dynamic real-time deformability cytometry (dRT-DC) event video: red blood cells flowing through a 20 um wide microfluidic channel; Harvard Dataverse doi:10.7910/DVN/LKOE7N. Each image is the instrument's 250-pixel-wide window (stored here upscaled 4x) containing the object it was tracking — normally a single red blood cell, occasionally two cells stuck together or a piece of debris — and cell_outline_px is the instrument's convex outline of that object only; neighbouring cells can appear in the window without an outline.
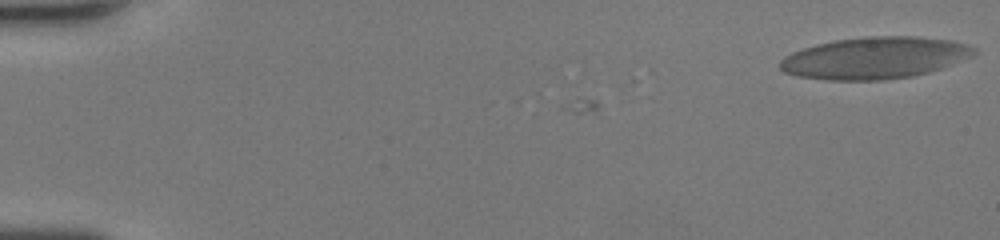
{"species": "human", "species_latin": "Homo sapiens", "temperature_condition": "room temperature", "stored_images_in_passage": 39, "camera_frame_rate_fps": 3000, "um_per_image_px": 0.085, "donor": {"sex": "female"}, "frame": {"image": 1, "passage_image": 1, "time_ms": 0.0, "image_size_px": [1000, 240], "cell_outline_px": [[976, 52], [972, 56], [940, 68], [928, 72], [912, 76], [884, 80], [828, 80], [796, 76], [784, 72], [780, 68], [780, 60], [784, 56], [792, 52], [816, 44], [836, 40], [868, 36], [916, 36], [952, 40], [968, 44], [976, 48]], "centroid_in_image_um": [74.35, 4.92], "position_along_channel_um": 10.7, "area_um2": 47.28}}
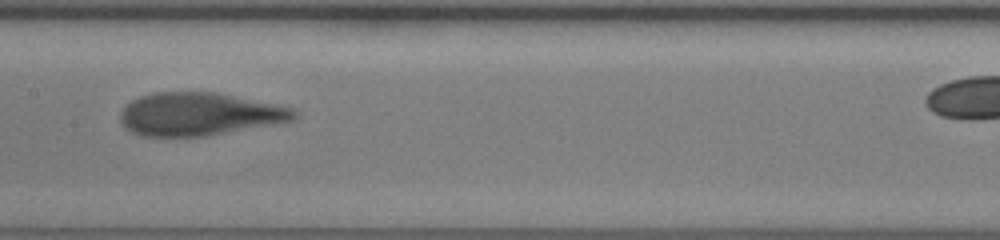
{"frame": {"image": 2, "passage_image": 24, "time_ms": 7.667, "image_size_px": [1000, 240], "cell_outline_px": [[300, 116], [292, 120], [272, 124], [208, 136], [140, 136], [132, 132], [120, 120], [120, 112], [132, 100], [140, 96], [156, 92], [216, 92], [292, 108]], "centroid_in_image_um": [16.92, 9.7], "position_along_channel_um": 190.5, "area_um2": 43.06}}
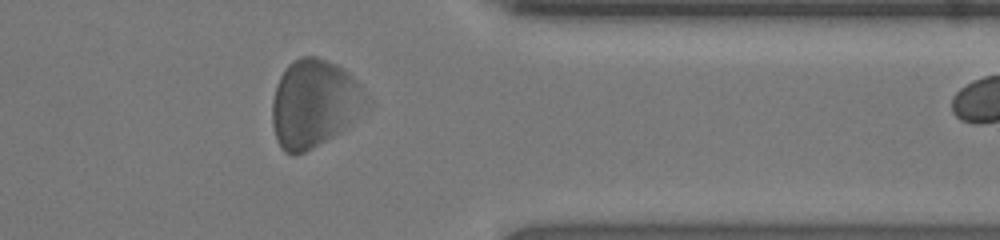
{"frame": {"image": 3, "passage_image": 38, "time_ms": 12.333, "image_size_px": [1000, 240], "cell_outline_px": [[360, 92], [356, 116], [340, 132], [304, 152], [296, 156], [292, 156], [284, 152], [280, 148], [276, 140], [272, 124], [272, 100], [276, 84], [280, 76], [288, 64], [300, 56], [316, 56], [336, 64], [344, 68], [360, 84]], "centroid_in_image_um": [26.55, 8.8], "position_along_channel_um": 384.8, "area_um2": 46.93}}